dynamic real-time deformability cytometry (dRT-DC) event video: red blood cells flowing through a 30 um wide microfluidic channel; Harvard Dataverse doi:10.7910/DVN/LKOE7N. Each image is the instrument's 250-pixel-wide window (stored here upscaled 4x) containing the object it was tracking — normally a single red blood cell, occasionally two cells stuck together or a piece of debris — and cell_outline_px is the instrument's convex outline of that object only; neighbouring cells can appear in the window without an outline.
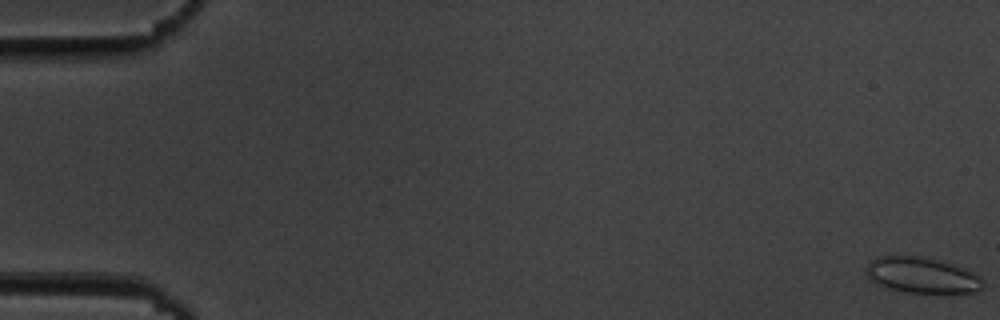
{"species": "common noctule bat (a hibernating species)", "species_latin": "Nyctalus noctula", "temperature_condition": "cold", "stored_images_in_passage": 56, "camera_frame_rate_fps": 3000, "um_per_image_px": 0.085, "animal": {"sex": "male", "body_mass_g": 19.5, "forearm_length_mm": 54.6}, "frame": {"image": 1, "passage_image": 1, "time_ms": 0.0, "image_size_px": [1000, 320], "cell_outline_px": [[984, 284], [976, 292], [908, 292], [892, 288], [880, 284], [872, 280], [868, 276], [864, 268], [872, 260], [880, 256], [920, 256], [936, 260], [972, 272], [980, 276], [984, 280]], "centroid_in_image_um": [78.35, 23.39], "position_along_channel_um": 6.6, "area_um2": 23.58}}
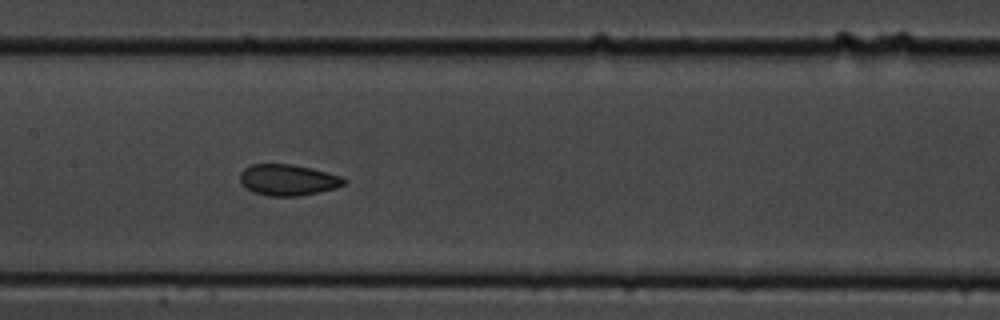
{"frame": {"image": 2, "passage_image": 28, "time_ms": 9.0, "image_size_px": [1000, 320], "cell_outline_px": [[348, 180], [344, 184], [336, 188], [300, 196], [268, 196], [252, 192], [240, 180], [240, 172], [244, 168], [252, 164], [292, 164], [312, 168], [344, 176]], "centroid_in_image_um": [24.52, 15.29], "position_along_channel_um": 182.9, "area_um2": 19.02}}
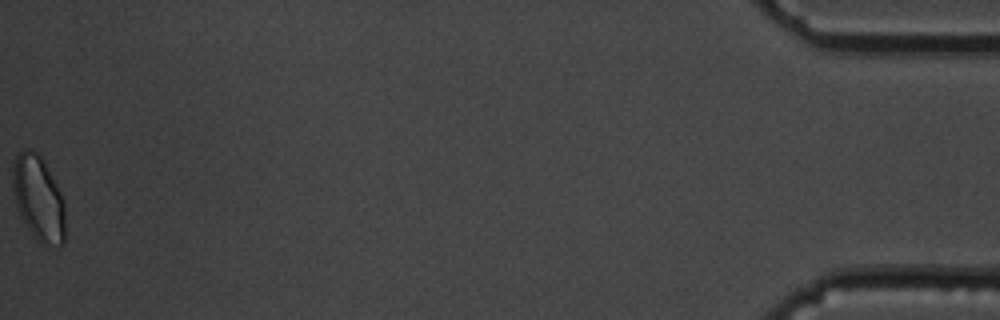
{"frame": {"image": 3, "passage_image": 56, "time_ms": 18.333, "image_size_px": [1000, 320], "cell_outline_px": [[64, 244], [60, 248], [40, 244], [32, 236], [20, 216], [16, 204], [12, 184], [12, 164], [16, 156], [24, 148], [32, 148], [44, 160], [64, 200]], "centroid_in_image_um": [3.26, 16.89], "position_along_channel_um": 431.9, "area_um2": 26.47}, "authors_computed_cell_mechanics": {"area_um2": 19.8832, "velocity_mm_per_s": 3.6749, "shape_relaxation_time_tau1_ms": 3.9843, "shape_relaxation_time_tau2_ms": 0.6957, "deformation_change_tau1": 0.0813, "deformation_change_tau2": 0.0353}}